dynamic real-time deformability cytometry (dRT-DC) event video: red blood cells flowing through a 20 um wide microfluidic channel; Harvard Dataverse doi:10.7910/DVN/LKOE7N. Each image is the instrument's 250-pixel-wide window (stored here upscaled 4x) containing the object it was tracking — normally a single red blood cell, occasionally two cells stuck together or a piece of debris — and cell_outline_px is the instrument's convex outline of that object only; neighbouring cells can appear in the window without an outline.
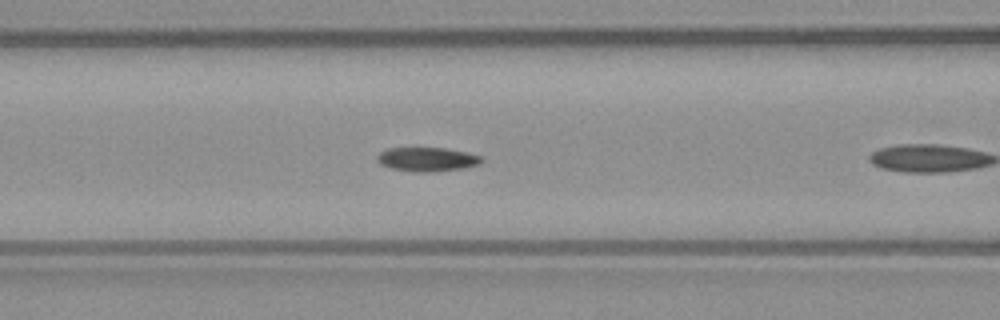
{"species": "common noctule bat (a hibernating species)", "species_latin": "Nyctalus noctula", "temperature_condition": "warm", "stored_images_in_passage": 14, "camera_frame_rate_fps": 3000, "um_per_image_px": 0.085, "animal": {"sex": "male", "body_mass_g": 23.1, "forearm_length_mm": 52.7}, "frame": {"image": 1, "passage_image": 5, "time_ms": 1.333, "image_size_px": [1000, 320], "cell_outline_px": [[484, 160], [480, 164], [464, 168], [432, 172], [416, 172], [392, 168], [380, 164], [376, 160], [376, 156], [380, 152], [388, 148], [444, 148], [468, 152], [484, 156]], "centroid_in_image_um": [36.35, 13.54], "position_along_channel_um": 130.3, "area_um2": 14.8}}